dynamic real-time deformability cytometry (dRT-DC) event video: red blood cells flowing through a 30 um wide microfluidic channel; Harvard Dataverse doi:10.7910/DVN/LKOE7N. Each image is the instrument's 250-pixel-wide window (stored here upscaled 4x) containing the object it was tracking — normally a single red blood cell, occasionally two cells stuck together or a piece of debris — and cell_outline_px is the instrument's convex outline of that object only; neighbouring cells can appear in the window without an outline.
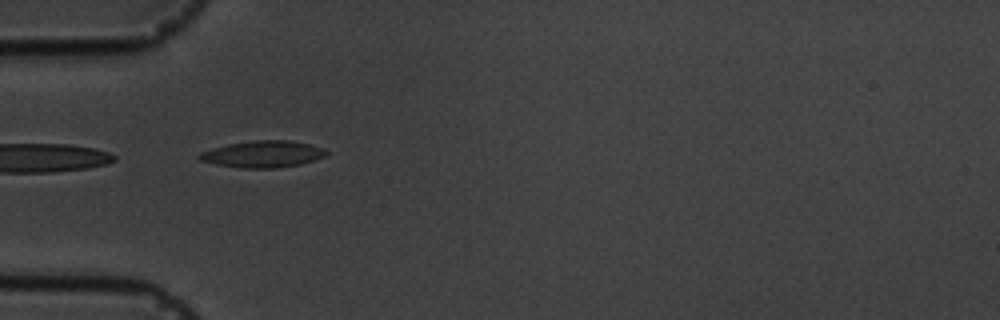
{"species": "common noctule bat (a hibernating species)", "species_latin": "Nyctalus noctula", "temperature_condition": "cold", "stored_images_in_passage": 8, "camera_frame_rate_fps": 3000, "um_per_image_px": 0.085, "animal": {"sex": "male", "body_mass_g": 19.5, "forearm_length_mm": 54.6}, "frame": {"image": 1, "passage_image": 5, "time_ms": 4.333, "image_size_px": [1000, 320], "cell_outline_px": [[328, 156], [300, 164], [276, 168], [240, 168], [216, 164], [200, 160], [196, 156], [200, 152], [212, 148], [228, 144], [252, 140], [292, 140], [324, 148], [328, 152]], "centroid_in_image_um": [22.35, 13.09], "position_along_channel_um": 62.6, "area_um2": 19.88}}
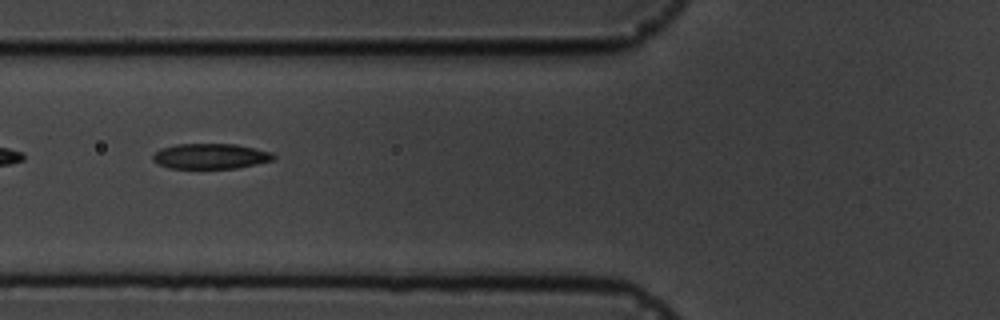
{"frame": {"image": 2, "passage_image": 6, "time_ms": 5.667, "image_size_px": [1000, 320], "cell_outline_px": [[276, 156], [272, 160], [256, 164], [236, 168], [168, 168], [156, 164], [152, 160], [152, 156], [160, 148], [176, 144], [236, 144], [272, 152]], "centroid_in_image_um": [17.86, 13.27], "position_along_channel_um": 107.9, "area_um2": 17.86}}
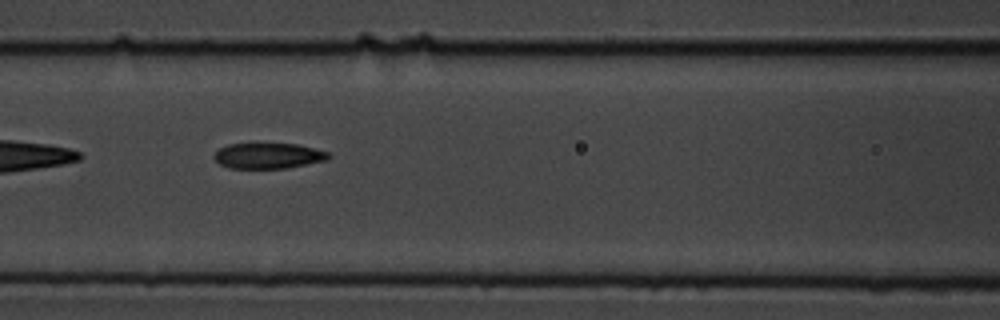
{"frame": {"image": 3, "passage_image": 7, "time_ms": 6.667, "image_size_px": [1000, 320], "cell_outline_px": [[332, 156], [328, 160], [284, 168], [228, 168], [220, 164], [212, 156], [220, 148], [228, 144], [252, 140], [296, 144], [316, 148], [328, 152]], "centroid_in_image_um": [22.78, 13.18], "position_along_channel_um": 143.8, "area_um2": 17.98}}